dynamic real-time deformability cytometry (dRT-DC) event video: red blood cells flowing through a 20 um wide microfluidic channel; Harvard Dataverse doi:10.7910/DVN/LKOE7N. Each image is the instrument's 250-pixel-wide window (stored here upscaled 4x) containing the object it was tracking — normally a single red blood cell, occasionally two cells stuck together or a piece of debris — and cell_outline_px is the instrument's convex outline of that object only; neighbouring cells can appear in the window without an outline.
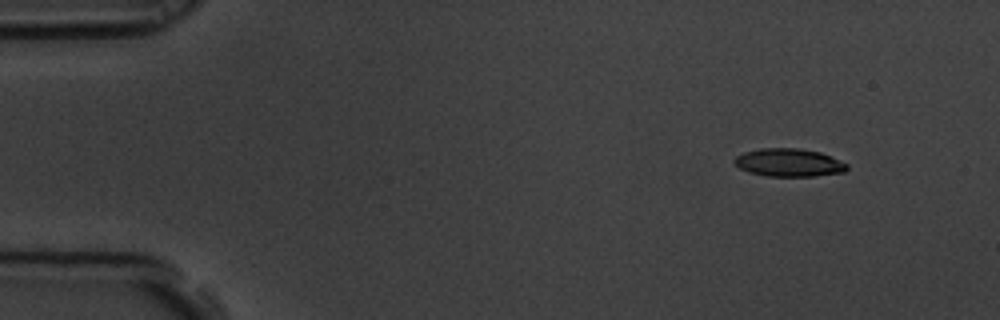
{"species": "common noctule bat (a hibernating species)", "species_latin": "Nyctalus noctula", "temperature_condition": "room temperature", "stored_images_in_passage": 53, "camera_frame_rate_fps": 3000, "um_per_image_px": 0.085, "animal": {"sex": "male", "body_mass_g": 19.5, "forearm_length_mm": 54.6}, "frame": {"image": 1, "passage_image": 1, "time_ms": 0.0, "image_size_px": [1000, 320], "cell_outline_px": [[848, 168], [844, 172], [812, 176], [768, 176], [748, 172], [740, 168], [732, 160], [736, 156], [744, 152], [760, 148], [800, 148], [820, 152], [848, 164]], "centroid_in_image_um": [67.04, 13.81], "position_along_channel_um": 18.0, "area_um2": 18.32}}
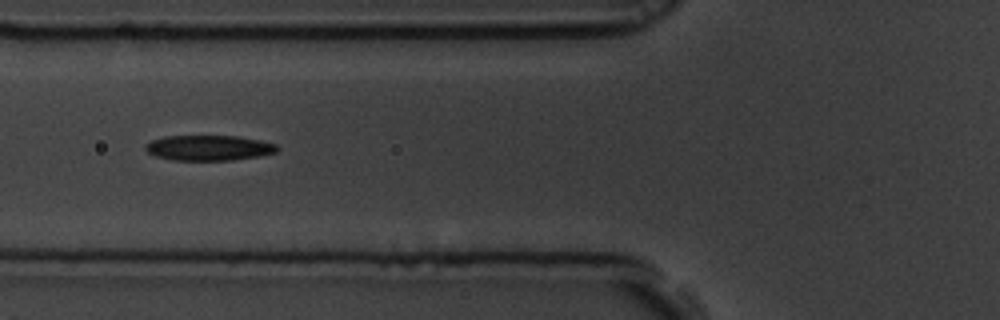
{"frame": {"image": 2, "passage_image": 17, "time_ms": 5.333, "image_size_px": [1000, 320], "cell_outline_px": [[280, 148], [276, 152], [260, 156], [232, 160], [172, 160], [156, 156], [148, 152], [144, 148], [144, 144], [152, 140], [164, 136], [236, 136], [260, 140], [276, 144]], "centroid_in_image_um": [17.75, 12.57], "position_along_channel_um": 108.1, "area_um2": 19.48}}
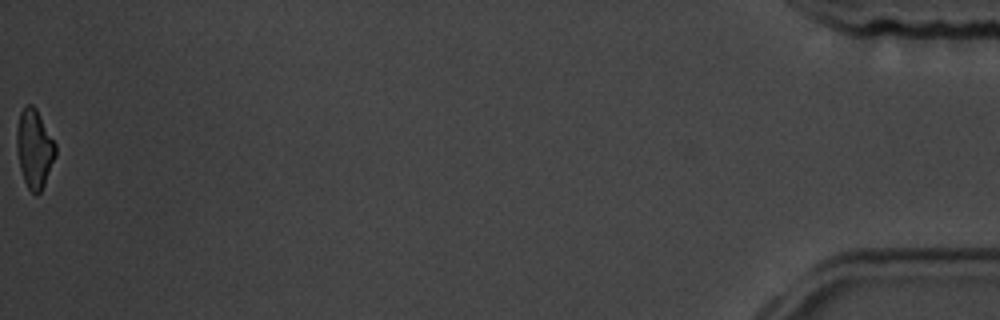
{"frame": {"image": 3, "passage_image": 53, "time_ms": 17.333, "image_size_px": [1000, 320], "cell_outline_px": [[56, 156], [44, 184], [40, 192], [36, 196], [28, 188], [24, 180], [20, 168], [16, 152], [16, 132], [20, 112], [24, 104], [32, 104], [36, 108], [56, 144]], "centroid_in_image_um": [2.91, 12.61], "position_along_channel_um": 432.3, "area_um2": 17.92}, "authors_computed_cell_mechanics": {"area_um2": 19.2474, "velocity_mm_per_s": 3.5517, "shape_relaxation_time_tau1_ms": 4.4577, "shape_relaxation_time_tau2_ms": 10.3935, "deformation_change_tau1": 0.1366, "deformation_change_tau2": 0.2324}}